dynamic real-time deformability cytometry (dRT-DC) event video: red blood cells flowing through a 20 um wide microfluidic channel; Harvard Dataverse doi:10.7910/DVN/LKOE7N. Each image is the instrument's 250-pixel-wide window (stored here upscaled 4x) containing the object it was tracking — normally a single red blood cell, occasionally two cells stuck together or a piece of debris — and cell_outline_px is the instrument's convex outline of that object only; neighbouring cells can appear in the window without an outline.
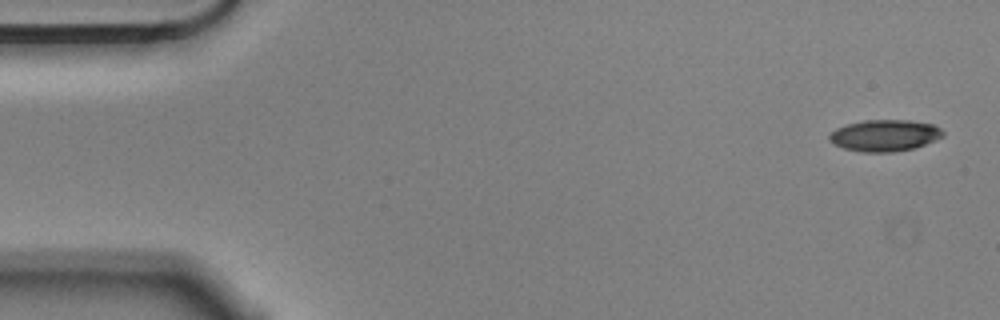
{"species": "Egyptian fruit bat (a non-hibernating species)", "species_latin": "Rousettus aegyptiacus", "temperature_condition": "cold", "stored_images_in_passage": 3, "camera_frame_rate_fps": 3000, "um_per_image_px": 0.085, "animal": {"sex": "male"}, "frame": {"image": 1, "passage_image": 1, "time_ms": 0.0, "image_size_px": [1000, 320], "cell_outline_px": [[944, 136], [936, 140], [912, 148], [892, 152], [860, 152], [844, 148], [828, 140], [828, 136], [836, 128], [848, 124], [864, 120], [908, 120], [932, 124], [940, 128], [944, 132]], "centroid_in_image_um": [75.2, 11.51], "position_along_channel_um": 9.8, "area_um2": 20.75}}